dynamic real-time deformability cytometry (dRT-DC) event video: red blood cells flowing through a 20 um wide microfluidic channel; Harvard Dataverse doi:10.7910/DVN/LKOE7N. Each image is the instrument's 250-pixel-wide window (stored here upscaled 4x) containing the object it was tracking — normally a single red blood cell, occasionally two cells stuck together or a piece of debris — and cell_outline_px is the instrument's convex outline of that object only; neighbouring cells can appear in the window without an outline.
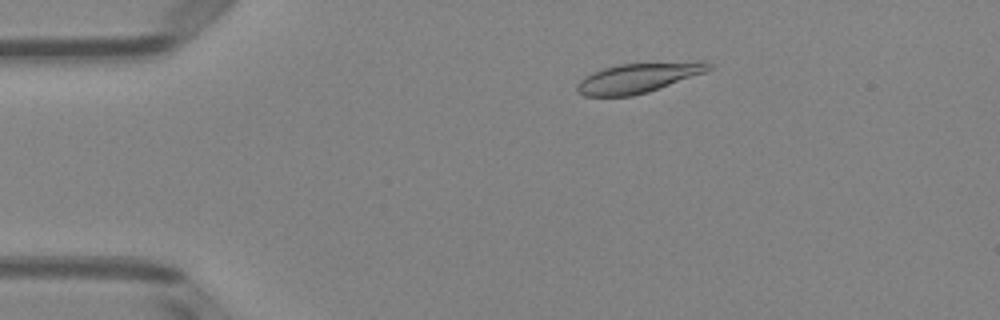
{"species": "Egyptian fruit bat (a non-hibernating species)", "species_latin": "Rousettus aegyptiacus", "temperature_condition": "room temperature", "stored_images_in_passage": 50, "camera_frame_rate_fps": 3000, "um_per_image_px": 0.085, "animal": {"sex": "female"}, "frame": {"image": 1, "passage_image": 9, "time_ms": 2.667, "image_size_px": [1000, 320], "cell_outline_px": [[712, 68], [704, 72], [648, 92], [632, 96], [584, 96], [576, 92], [576, 84], [584, 76], [604, 68], [620, 64], [696, 60], [704, 60], [712, 64]], "centroid_in_image_um": [54.26, 6.6], "position_along_channel_um": 30.7, "area_um2": 23.06}}
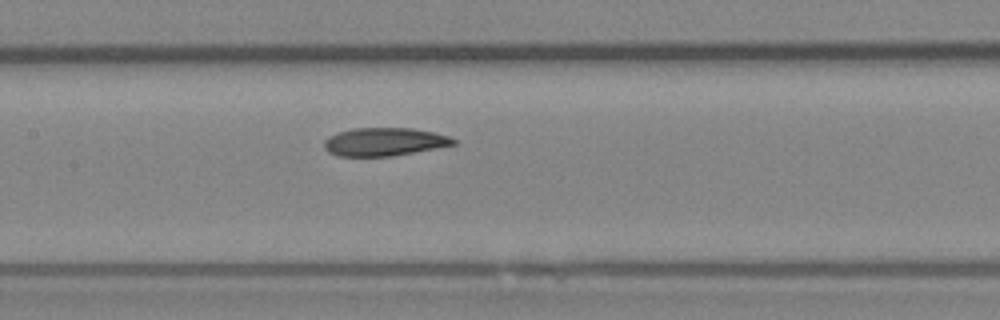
{"frame": {"image": 2, "passage_image": 24, "time_ms": 7.667, "image_size_px": [1000, 320], "cell_outline_px": [[456, 144], [436, 148], [392, 156], [340, 156], [328, 152], [324, 148], [324, 140], [328, 136], [352, 128], [412, 128], [432, 132], [448, 136], [456, 140]], "centroid_in_image_um": [32.64, 12.05], "position_along_channel_um": 174.8, "area_um2": 21.1}}
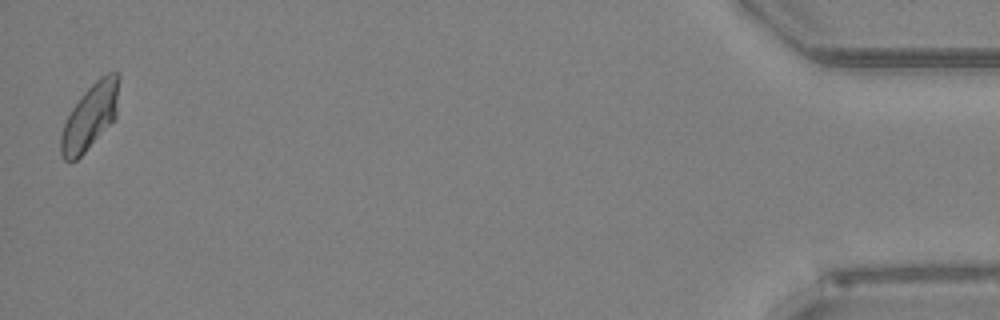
{"frame": {"image": 3, "passage_image": 50, "time_ms": 16.333, "image_size_px": [1000, 320], "cell_outline_px": [[120, 80], [116, 116], [84, 152], [76, 160], [64, 160], [60, 152], [60, 136], [64, 124], [72, 108], [80, 96], [100, 76], [108, 72], [120, 72]], "centroid_in_image_um": [7.67, 9.85], "position_along_channel_um": 427.5, "area_um2": 21.91}, "authors_computed_cell_mechanics": {"area_um2": 22.0796, "velocity_mm_per_s": 3.9595, "shape_relaxation_time_tau1_ms": 4.6099, "shape_relaxation_time_tau2_ms": 5.7019, "deformation_change_tau1": 0.1219, "deformation_change_tau2": 0.105}}